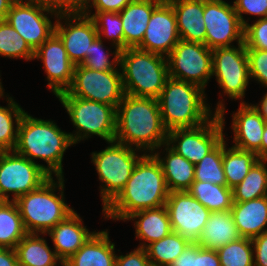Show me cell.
<instances>
[{"instance_id":"cell-1","label":"cell","mask_w":267,"mask_h":266,"mask_svg":"<svg viewBox=\"0 0 267 266\" xmlns=\"http://www.w3.org/2000/svg\"><path fill=\"white\" fill-rule=\"evenodd\" d=\"M169 193L159 161L145 152L124 188L102 211L105 218L125 221L135 212L165 205Z\"/></svg>"},{"instance_id":"cell-2","label":"cell","mask_w":267,"mask_h":266,"mask_svg":"<svg viewBox=\"0 0 267 266\" xmlns=\"http://www.w3.org/2000/svg\"><path fill=\"white\" fill-rule=\"evenodd\" d=\"M158 99L124 94L116 109L114 141L151 153L167 143Z\"/></svg>"},{"instance_id":"cell-3","label":"cell","mask_w":267,"mask_h":266,"mask_svg":"<svg viewBox=\"0 0 267 266\" xmlns=\"http://www.w3.org/2000/svg\"><path fill=\"white\" fill-rule=\"evenodd\" d=\"M73 145L69 133L62 131L53 121L33 118L24 113L18 127L14 151L30 161L42 159L45 171L52 177H63L62 160L65 150ZM53 173V174H52Z\"/></svg>"},{"instance_id":"cell-4","label":"cell","mask_w":267,"mask_h":266,"mask_svg":"<svg viewBox=\"0 0 267 266\" xmlns=\"http://www.w3.org/2000/svg\"><path fill=\"white\" fill-rule=\"evenodd\" d=\"M200 86L168 78L158 98L164 127L174 129L198 127L212 118Z\"/></svg>"},{"instance_id":"cell-5","label":"cell","mask_w":267,"mask_h":266,"mask_svg":"<svg viewBox=\"0 0 267 266\" xmlns=\"http://www.w3.org/2000/svg\"><path fill=\"white\" fill-rule=\"evenodd\" d=\"M124 93L158 99L169 78L167 57L139 48L120 51Z\"/></svg>"},{"instance_id":"cell-6","label":"cell","mask_w":267,"mask_h":266,"mask_svg":"<svg viewBox=\"0 0 267 266\" xmlns=\"http://www.w3.org/2000/svg\"><path fill=\"white\" fill-rule=\"evenodd\" d=\"M50 177L39 188L19 197L15 202L27 233L47 234L74 212L64 201V177ZM61 191L57 196L54 191Z\"/></svg>"},{"instance_id":"cell-7","label":"cell","mask_w":267,"mask_h":266,"mask_svg":"<svg viewBox=\"0 0 267 266\" xmlns=\"http://www.w3.org/2000/svg\"><path fill=\"white\" fill-rule=\"evenodd\" d=\"M63 104L77 131L71 134L73 144L91 135H98L106 142L114 141L116 134V108L74 96H56ZM83 132V133H82Z\"/></svg>"},{"instance_id":"cell-8","label":"cell","mask_w":267,"mask_h":266,"mask_svg":"<svg viewBox=\"0 0 267 266\" xmlns=\"http://www.w3.org/2000/svg\"><path fill=\"white\" fill-rule=\"evenodd\" d=\"M100 152H92V162L96 167L101 187L103 209L120 193L132 175L140 158L135 149L116 141Z\"/></svg>"},{"instance_id":"cell-9","label":"cell","mask_w":267,"mask_h":266,"mask_svg":"<svg viewBox=\"0 0 267 266\" xmlns=\"http://www.w3.org/2000/svg\"><path fill=\"white\" fill-rule=\"evenodd\" d=\"M215 109L213 117L198 127L174 129L168 132L167 144L169 146L172 144L170 148L194 165L224 139L225 106L222 101L218 102Z\"/></svg>"},{"instance_id":"cell-10","label":"cell","mask_w":267,"mask_h":266,"mask_svg":"<svg viewBox=\"0 0 267 266\" xmlns=\"http://www.w3.org/2000/svg\"><path fill=\"white\" fill-rule=\"evenodd\" d=\"M122 74L118 70H91L75 65L70 88L57 96H74L111 105L117 109L124 96Z\"/></svg>"},{"instance_id":"cell-11","label":"cell","mask_w":267,"mask_h":266,"mask_svg":"<svg viewBox=\"0 0 267 266\" xmlns=\"http://www.w3.org/2000/svg\"><path fill=\"white\" fill-rule=\"evenodd\" d=\"M0 152V199L9 201L8 192L14 193L12 201L39 188L51 176L45 166L30 161L15 151Z\"/></svg>"},{"instance_id":"cell-12","label":"cell","mask_w":267,"mask_h":266,"mask_svg":"<svg viewBox=\"0 0 267 266\" xmlns=\"http://www.w3.org/2000/svg\"><path fill=\"white\" fill-rule=\"evenodd\" d=\"M169 77L205 90L212 76V50L205 44L179 40L167 56Z\"/></svg>"},{"instance_id":"cell-13","label":"cell","mask_w":267,"mask_h":266,"mask_svg":"<svg viewBox=\"0 0 267 266\" xmlns=\"http://www.w3.org/2000/svg\"><path fill=\"white\" fill-rule=\"evenodd\" d=\"M231 99H242L250 79L245 43L212 50V76Z\"/></svg>"},{"instance_id":"cell-14","label":"cell","mask_w":267,"mask_h":266,"mask_svg":"<svg viewBox=\"0 0 267 266\" xmlns=\"http://www.w3.org/2000/svg\"><path fill=\"white\" fill-rule=\"evenodd\" d=\"M203 18L205 45L209 49L232 47L235 40L244 43V27L233 5L223 0L204 2Z\"/></svg>"},{"instance_id":"cell-15","label":"cell","mask_w":267,"mask_h":266,"mask_svg":"<svg viewBox=\"0 0 267 266\" xmlns=\"http://www.w3.org/2000/svg\"><path fill=\"white\" fill-rule=\"evenodd\" d=\"M44 12L53 15V12L34 0H26V2L16 0L6 17L8 23L23 37L33 51L55 32V24H52Z\"/></svg>"},{"instance_id":"cell-16","label":"cell","mask_w":267,"mask_h":266,"mask_svg":"<svg viewBox=\"0 0 267 266\" xmlns=\"http://www.w3.org/2000/svg\"><path fill=\"white\" fill-rule=\"evenodd\" d=\"M173 232L197 242L211 211L188 191L170 192L165 203Z\"/></svg>"},{"instance_id":"cell-17","label":"cell","mask_w":267,"mask_h":266,"mask_svg":"<svg viewBox=\"0 0 267 266\" xmlns=\"http://www.w3.org/2000/svg\"><path fill=\"white\" fill-rule=\"evenodd\" d=\"M35 58L43 61L49 81L47 86L56 96L70 88L75 65L70 61L63 41L55 32L34 51Z\"/></svg>"},{"instance_id":"cell-18","label":"cell","mask_w":267,"mask_h":266,"mask_svg":"<svg viewBox=\"0 0 267 266\" xmlns=\"http://www.w3.org/2000/svg\"><path fill=\"white\" fill-rule=\"evenodd\" d=\"M179 40L175 12L172 5L163 0L153 10L143 41L137 48L167 57Z\"/></svg>"},{"instance_id":"cell-19","label":"cell","mask_w":267,"mask_h":266,"mask_svg":"<svg viewBox=\"0 0 267 266\" xmlns=\"http://www.w3.org/2000/svg\"><path fill=\"white\" fill-rule=\"evenodd\" d=\"M57 18L55 33L63 41L70 61L74 65L82 64L91 43L98 37L93 19L85 14L58 15ZM64 18L68 24L67 21L65 25L60 22Z\"/></svg>"},{"instance_id":"cell-20","label":"cell","mask_w":267,"mask_h":266,"mask_svg":"<svg viewBox=\"0 0 267 266\" xmlns=\"http://www.w3.org/2000/svg\"><path fill=\"white\" fill-rule=\"evenodd\" d=\"M232 130L235 144L233 147L252 151L261 159V142L266 121L251 104L242 102L233 114Z\"/></svg>"},{"instance_id":"cell-21","label":"cell","mask_w":267,"mask_h":266,"mask_svg":"<svg viewBox=\"0 0 267 266\" xmlns=\"http://www.w3.org/2000/svg\"><path fill=\"white\" fill-rule=\"evenodd\" d=\"M94 233L83 226L76 211L48 232L54 243V251L62 262L75 254Z\"/></svg>"},{"instance_id":"cell-22","label":"cell","mask_w":267,"mask_h":266,"mask_svg":"<svg viewBox=\"0 0 267 266\" xmlns=\"http://www.w3.org/2000/svg\"><path fill=\"white\" fill-rule=\"evenodd\" d=\"M163 0H133L119 12L124 33V49L137 48L143 41L153 10Z\"/></svg>"},{"instance_id":"cell-23","label":"cell","mask_w":267,"mask_h":266,"mask_svg":"<svg viewBox=\"0 0 267 266\" xmlns=\"http://www.w3.org/2000/svg\"><path fill=\"white\" fill-rule=\"evenodd\" d=\"M176 15L181 40L205 44L206 28L202 0H167Z\"/></svg>"},{"instance_id":"cell-24","label":"cell","mask_w":267,"mask_h":266,"mask_svg":"<svg viewBox=\"0 0 267 266\" xmlns=\"http://www.w3.org/2000/svg\"><path fill=\"white\" fill-rule=\"evenodd\" d=\"M114 249L107 230L95 232L63 266H115Z\"/></svg>"},{"instance_id":"cell-25","label":"cell","mask_w":267,"mask_h":266,"mask_svg":"<svg viewBox=\"0 0 267 266\" xmlns=\"http://www.w3.org/2000/svg\"><path fill=\"white\" fill-rule=\"evenodd\" d=\"M230 211L241 237L252 239L267 231V196L234 202Z\"/></svg>"},{"instance_id":"cell-26","label":"cell","mask_w":267,"mask_h":266,"mask_svg":"<svg viewBox=\"0 0 267 266\" xmlns=\"http://www.w3.org/2000/svg\"><path fill=\"white\" fill-rule=\"evenodd\" d=\"M164 146L166 158H160V154L156 152L153 155L161 165L169 191H188L194 182L195 165L172 150L167 143Z\"/></svg>"},{"instance_id":"cell-27","label":"cell","mask_w":267,"mask_h":266,"mask_svg":"<svg viewBox=\"0 0 267 266\" xmlns=\"http://www.w3.org/2000/svg\"><path fill=\"white\" fill-rule=\"evenodd\" d=\"M240 237L231 211H215L211 212L196 243L204 249L217 250Z\"/></svg>"},{"instance_id":"cell-28","label":"cell","mask_w":267,"mask_h":266,"mask_svg":"<svg viewBox=\"0 0 267 266\" xmlns=\"http://www.w3.org/2000/svg\"><path fill=\"white\" fill-rule=\"evenodd\" d=\"M137 239L146 241L138 247L146 248L152 242L158 241L172 232L171 222L165 205L158 208L141 210L130 215L127 220H135Z\"/></svg>"},{"instance_id":"cell-29","label":"cell","mask_w":267,"mask_h":266,"mask_svg":"<svg viewBox=\"0 0 267 266\" xmlns=\"http://www.w3.org/2000/svg\"><path fill=\"white\" fill-rule=\"evenodd\" d=\"M15 251L19 266H56L62 260L51 251L44 238L37 233H27L16 245Z\"/></svg>"},{"instance_id":"cell-30","label":"cell","mask_w":267,"mask_h":266,"mask_svg":"<svg viewBox=\"0 0 267 266\" xmlns=\"http://www.w3.org/2000/svg\"><path fill=\"white\" fill-rule=\"evenodd\" d=\"M223 139V169L227 186L234 188L241 183L251 170L252 166L259 160L257 154L252 151H244L235 147L226 148Z\"/></svg>"},{"instance_id":"cell-31","label":"cell","mask_w":267,"mask_h":266,"mask_svg":"<svg viewBox=\"0 0 267 266\" xmlns=\"http://www.w3.org/2000/svg\"><path fill=\"white\" fill-rule=\"evenodd\" d=\"M188 192L209 211H230L233 206V190L210 182L194 181Z\"/></svg>"},{"instance_id":"cell-32","label":"cell","mask_w":267,"mask_h":266,"mask_svg":"<svg viewBox=\"0 0 267 266\" xmlns=\"http://www.w3.org/2000/svg\"><path fill=\"white\" fill-rule=\"evenodd\" d=\"M26 234L16 202L4 201L0 205V248L15 249Z\"/></svg>"},{"instance_id":"cell-33","label":"cell","mask_w":267,"mask_h":266,"mask_svg":"<svg viewBox=\"0 0 267 266\" xmlns=\"http://www.w3.org/2000/svg\"><path fill=\"white\" fill-rule=\"evenodd\" d=\"M267 160L259 159L233 190V202H245L267 196Z\"/></svg>"},{"instance_id":"cell-34","label":"cell","mask_w":267,"mask_h":266,"mask_svg":"<svg viewBox=\"0 0 267 266\" xmlns=\"http://www.w3.org/2000/svg\"><path fill=\"white\" fill-rule=\"evenodd\" d=\"M191 241L176 232L152 242L145 249L152 265L169 266L184 252Z\"/></svg>"},{"instance_id":"cell-35","label":"cell","mask_w":267,"mask_h":266,"mask_svg":"<svg viewBox=\"0 0 267 266\" xmlns=\"http://www.w3.org/2000/svg\"><path fill=\"white\" fill-rule=\"evenodd\" d=\"M8 106H0V152L14 151L17 144L18 127L25 111L8 96ZM16 127H14V120Z\"/></svg>"},{"instance_id":"cell-36","label":"cell","mask_w":267,"mask_h":266,"mask_svg":"<svg viewBox=\"0 0 267 266\" xmlns=\"http://www.w3.org/2000/svg\"><path fill=\"white\" fill-rule=\"evenodd\" d=\"M194 181L227 186L223 169V140L195 165Z\"/></svg>"},{"instance_id":"cell-37","label":"cell","mask_w":267,"mask_h":266,"mask_svg":"<svg viewBox=\"0 0 267 266\" xmlns=\"http://www.w3.org/2000/svg\"><path fill=\"white\" fill-rule=\"evenodd\" d=\"M0 55L25 60L34 59V51L7 20H0Z\"/></svg>"},{"instance_id":"cell-38","label":"cell","mask_w":267,"mask_h":266,"mask_svg":"<svg viewBox=\"0 0 267 266\" xmlns=\"http://www.w3.org/2000/svg\"><path fill=\"white\" fill-rule=\"evenodd\" d=\"M221 266H254L252 240L240 237L216 250Z\"/></svg>"},{"instance_id":"cell-39","label":"cell","mask_w":267,"mask_h":266,"mask_svg":"<svg viewBox=\"0 0 267 266\" xmlns=\"http://www.w3.org/2000/svg\"><path fill=\"white\" fill-rule=\"evenodd\" d=\"M89 12L90 10H87L84 14L93 19L98 37L101 38L104 35L113 41L116 49L124 50L123 23L120 14L115 12H95L91 15Z\"/></svg>"},{"instance_id":"cell-40","label":"cell","mask_w":267,"mask_h":266,"mask_svg":"<svg viewBox=\"0 0 267 266\" xmlns=\"http://www.w3.org/2000/svg\"><path fill=\"white\" fill-rule=\"evenodd\" d=\"M102 38L97 37L92 43H91V49L86 54V59L81 64L84 67L91 69V70H98V71H107V70H119L117 69L116 65L119 67V57H120V50L115 49L114 58L111 61H109L110 52H105L103 50V41Z\"/></svg>"},{"instance_id":"cell-41","label":"cell","mask_w":267,"mask_h":266,"mask_svg":"<svg viewBox=\"0 0 267 266\" xmlns=\"http://www.w3.org/2000/svg\"><path fill=\"white\" fill-rule=\"evenodd\" d=\"M47 10L53 12L54 16L84 14L90 5V0H34Z\"/></svg>"},{"instance_id":"cell-42","label":"cell","mask_w":267,"mask_h":266,"mask_svg":"<svg viewBox=\"0 0 267 266\" xmlns=\"http://www.w3.org/2000/svg\"><path fill=\"white\" fill-rule=\"evenodd\" d=\"M244 43L246 49L267 51V17L259 18L254 24L244 27Z\"/></svg>"},{"instance_id":"cell-43","label":"cell","mask_w":267,"mask_h":266,"mask_svg":"<svg viewBox=\"0 0 267 266\" xmlns=\"http://www.w3.org/2000/svg\"><path fill=\"white\" fill-rule=\"evenodd\" d=\"M249 63V76L267 87V51L246 49Z\"/></svg>"},{"instance_id":"cell-44","label":"cell","mask_w":267,"mask_h":266,"mask_svg":"<svg viewBox=\"0 0 267 266\" xmlns=\"http://www.w3.org/2000/svg\"><path fill=\"white\" fill-rule=\"evenodd\" d=\"M234 9L238 14L241 24L245 27L248 23L242 14L267 17V0H236L233 2Z\"/></svg>"},{"instance_id":"cell-45","label":"cell","mask_w":267,"mask_h":266,"mask_svg":"<svg viewBox=\"0 0 267 266\" xmlns=\"http://www.w3.org/2000/svg\"><path fill=\"white\" fill-rule=\"evenodd\" d=\"M145 248L138 247L129 254L116 256L115 266H151Z\"/></svg>"},{"instance_id":"cell-46","label":"cell","mask_w":267,"mask_h":266,"mask_svg":"<svg viewBox=\"0 0 267 266\" xmlns=\"http://www.w3.org/2000/svg\"><path fill=\"white\" fill-rule=\"evenodd\" d=\"M251 240L255 252L254 266H267V231Z\"/></svg>"},{"instance_id":"cell-47","label":"cell","mask_w":267,"mask_h":266,"mask_svg":"<svg viewBox=\"0 0 267 266\" xmlns=\"http://www.w3.org/2000/svg\"><path fill=\"white\" fill-rule=\"evenodd\" d=\"M133 0H90L89 3L95 8V12L119 13Z\"/></svg>"},{"instance_id":"cell-48","label":"cell","mask_w":267,"mask_h":266,"mask_svg":"<svg viewBox=\"0 0 267 266\" xmlns=\"http://www.w3.org/2000/svg\"><path fill=\"white\" fill-rule=\"evenodd\" d=\"M196 266H221L217 251L204 249L196 243Z\"/></svg>"},{"instance_id":"cell-49","label":"cell","mask_w":267,"mask_h":266,"mask_svg":"<svg viewBox=\"0 0 267 266\" xmlns=\"http://www.w3.org/2000/svg\"><path fill=\"white\" fill-rule=\"evenodd\" d=\"M169 266H196V242H191Z\"/></svg>"},{"instance_id":"cell-50","label":"cell","mask_w":267,"mask_h":266,"mask_svg":"<svg viewBox=\"0 0 267 266\" xmlns=\"http://www.w3.org/2000/svg\"><path fill=\"white\" fill-rule=\"evenodd\" d=\"M0 266H19L15 249L0 248Z\"/></svg>"},{"instance_id":"cell-51","label":"cell","mask_w":267,"mask_h":266,"mask_svg":"<svg viewBox=\"0 0 267 266\" xmlns=\"http://www.w3.org/2000/svg\"><path fill=\"white\" fill-rule=\"evenodd\" d=\"M16 0H0V20H6L12 4Z\"/></svg>"},{"instance_id":"cell-52","label":"cell","mask_w":267,"mask_h":266,"mask_svg":"<svg viewBox=\"0 0 267 266\" xmlns=\"http://www.w3.org/2000/svg\"><path fill=\"white\" fill-rule=\"evenodd\" d=\"M259 105L258 104L257 105L253 104V107L258 111V113L267 122V93L264 95L263 99L261 100V104H259Z\"/></svg>"},{"instance_id":"cell-53","label":"cell","mask_w":267,"mask_h":266,"mask_svg":"<svg viewBox=\"0 0 267 266\" xmlns=\"http://www.w3.org/2000/svg\"><path fill=\"white\" fill-rule=\"evenodd\" d=\"M261 159L267 160V122L264 127V132L262 135V142H261Z\"/></svg>"},{"instance_id":"cell-54","label":"cell","mask_w":267,"mask_h":266,"mask_svg":"<svg viewBox=\"0 0 267 266\" xmlns=\"http://www.w3.org/2000/svg\"><path fill=\"white\" fill-rule=\"evenodd\" d=\"M3 95H4V90L2 87V83L0 82V98L3 97Z\"/></svg>"},{"instance_id":"cell-55","label":"cell","mask_w":267,"mask_h":266,"mask_svg":"<svg viewBox=\"0 0 267 266\" xmlns=\"http://www.w3.org/2000/svg\"><path fill=\"white\" fill-rule=\"evenodd\" d=\"M204 2H210V1H221V0H202Z\"/></svg>"},{"instance_id":"cell-56","label":"cell","mask_w":267,"mask_h":266,"mask_svg":"<svg viewBox=\"0 0 267 266\" xmlns=\"http://www.w3.org/2000/svg\"><path fill=\"white\" fill-rule=\"evenodd\" d=\"M4 202V200L0 199V205Z\"/></svg>"}]
</instances>
